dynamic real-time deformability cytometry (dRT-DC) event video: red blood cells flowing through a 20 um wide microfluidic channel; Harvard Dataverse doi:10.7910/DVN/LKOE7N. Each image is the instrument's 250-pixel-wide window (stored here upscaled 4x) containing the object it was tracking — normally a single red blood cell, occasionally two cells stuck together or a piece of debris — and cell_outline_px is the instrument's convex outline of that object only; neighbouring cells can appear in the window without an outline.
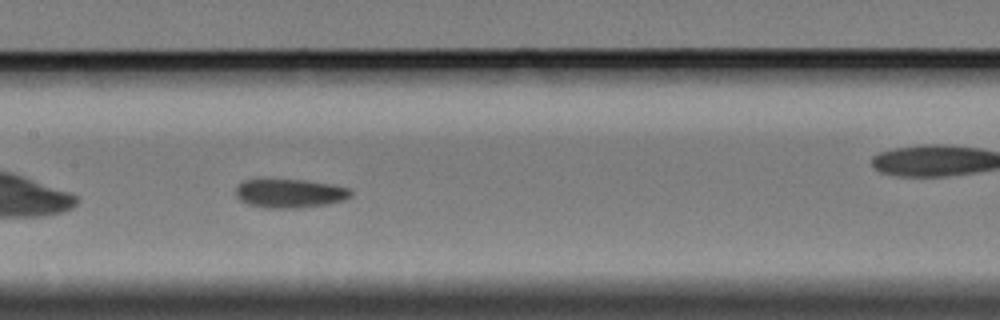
{"species": "Egyptian fruit bat (a non-hibernating species)", "species_latin": "Rousettus aegyptiacus", "temperature_condition": "cold", "stored_images_in_passage": 38, "camera_frame_rate_fps": 3000, "um_per_image_px": 0.085, "animal": {"sex": "female"}, "frame": {"image": 1, "passage_image": 12, "time_ms": 3.667, "image_size_px": [1000, 320], "cell_outline_px": [[352, 196], [344, 200], [328, 204], [296, 208], [264, 208], [248, 204], [240, 200], [236, 196], [236, 184], [240, 180], [304, 180], [332, 184], [348, 188], [352, 192]], "centroid_in_image_um": [24.61, 16.44], "position_along_channel_um": 182.8, "area_um2": 19.42}, "authors_computed_cell_mechanics": {"area_um2": 19.2474, "velocity_mm_per_s": 3.369, "shape_relaxation_time_tau1_ms": 10.8467, "shape_relaxation_time_tau2_ms": 3.695, "deformation_change_tau1": 0.1691, "deformation_change_tau2": 0.0959}}